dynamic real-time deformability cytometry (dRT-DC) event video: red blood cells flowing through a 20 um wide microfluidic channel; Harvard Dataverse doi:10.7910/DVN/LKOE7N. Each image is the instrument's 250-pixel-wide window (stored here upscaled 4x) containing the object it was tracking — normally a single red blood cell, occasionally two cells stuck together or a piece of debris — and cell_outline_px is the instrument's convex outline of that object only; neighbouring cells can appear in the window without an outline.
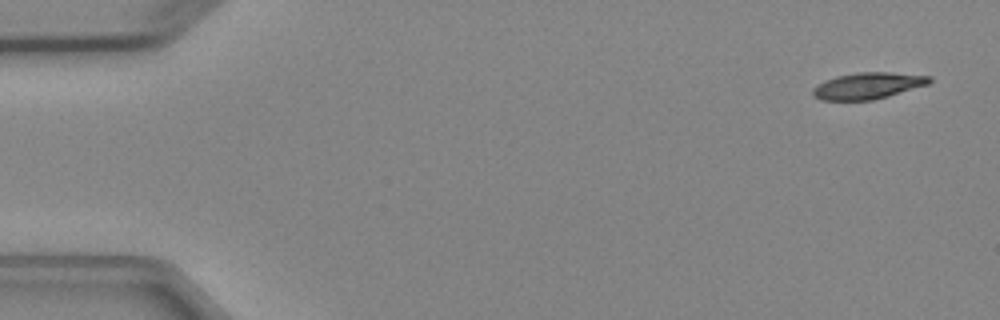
{"species": "Egyptian fruit bat (a non-hibernating species)", "species_latin": "Rousettus aegyptiacus", "temperature_condition": "cold", "stored_images_in_passage": 5, "camera_frame_rate_fps": 3000, "um_per_image_px": 0.085, "animal": {"sex": "female"}, "frame": {"image": 1, "passage_image": 1, "time_ms": 0.0, "image_size_px": [1000, 320], "cell_outline_px": [[932, 80], [928, 84], [888, 96], [872, 100], [820, 100], [812, 96], [812, 88], [816, 84], [824, 80], [836, 76], [860, 72], [892, 72], [932, 76]], "centroid_in_image_um": [73.73, 7.28], "position_along_channel_um": 11.3, "area_um2": 18.09}}
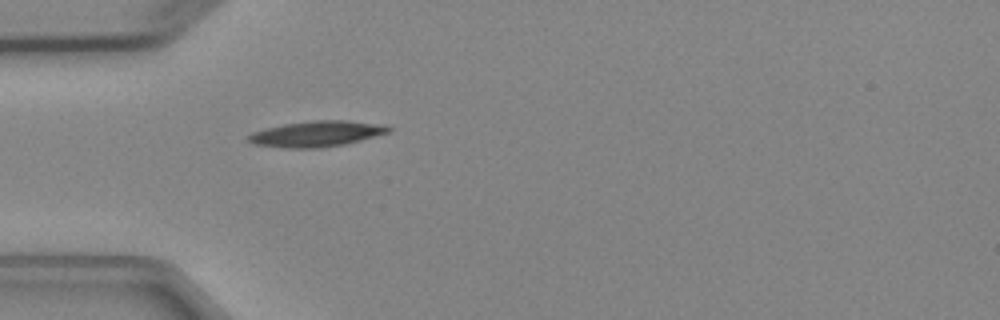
{"frame": {"image": 2, "passage_image": 5, "time_ms": 4.333, "image_size_px": [1000, 320], "cell_outline_px": [[392, 128], [388, 132], [360, 140], [344, 144], [320, 148], [284, 148], [256, 144], [248, 140], [248, 136], [252, 132], [284, 124], [312, 120], [344, 120], [384, 124]], "centroid_in_image_um": [26.93, 11.37], "position_along_channel_um": 58.1, "area_um2": 20.81}}